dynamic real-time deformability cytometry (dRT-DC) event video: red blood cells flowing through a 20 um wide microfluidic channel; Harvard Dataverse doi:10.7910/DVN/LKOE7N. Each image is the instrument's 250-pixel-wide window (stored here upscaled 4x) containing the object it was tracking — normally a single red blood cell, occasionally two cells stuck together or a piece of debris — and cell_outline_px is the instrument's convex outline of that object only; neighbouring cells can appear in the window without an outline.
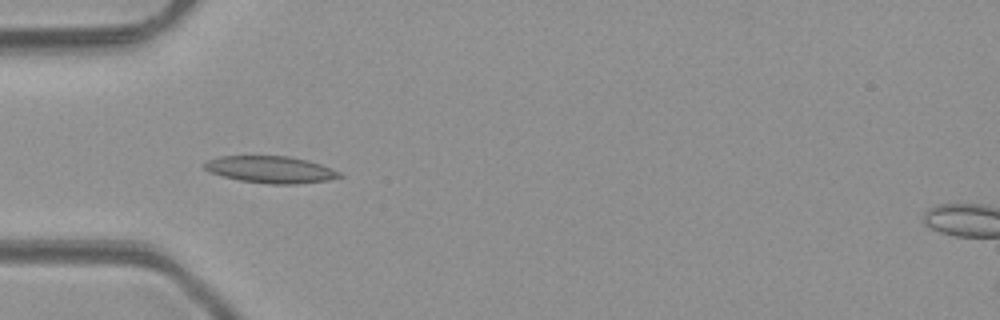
{"species": "common noctule bat (a hibernating species)", "species_latin": "Nyctalus noctula", "temperature_condition": "room temperature", "stored_images_in_passage": 4, "camera_frame_rate_fps": 3000, "um_per_image_px": 0.085, "animal": {"sex": "male", "body_mass_g": 23.1, "forearm_length_mm": 52.7}, "frame": {"image": 1, "passage_image": 4, "time_ms": 3.333, "image_size_px": [1000, 320], "cell_outline_px": [[344, 176], [328, 180], [296, 184], [268, 184], [240, 180], [208, 172], [204, 168], [204, 164], [208, 160], [220, 156], [288, 156], [308, 160], [320, 164], [340, 172]], "centroid_in_image_um": [23.01, 14.41], "position_along_channel_um": 62.0, "area_um2": 21.1}}